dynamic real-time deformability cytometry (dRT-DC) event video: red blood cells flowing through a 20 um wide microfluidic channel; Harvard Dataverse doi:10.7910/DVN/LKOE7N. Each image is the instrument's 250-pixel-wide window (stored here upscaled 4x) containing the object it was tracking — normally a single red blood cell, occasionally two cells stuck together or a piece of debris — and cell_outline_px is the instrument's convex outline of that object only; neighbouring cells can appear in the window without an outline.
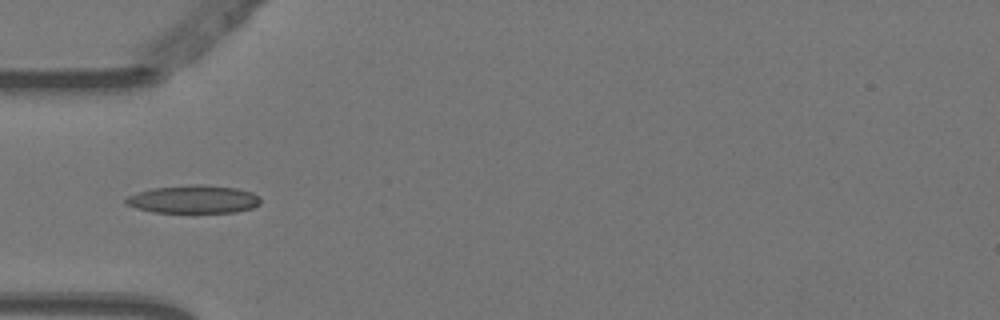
{"species": "Egyptian fruit bat (a non-hibernating species)", "species_latin": "Rousettus aegyptiacus", "temperature_condition": "warm", "stored_images_in_passage": 7, "camera_frame_rate_fps": 3000, "um_per_image_px": 0.085, "animal": {"sex": "female"}, "frame": {"image": 1, "passage_image": 4, "time_ms": 1.0, "image_size_px": [1000, 320], "cell_outline_px": [[260, 204], [252, 208], [236, 212], [152, 212], [136, 208], [124, 204], [124, 200], [128, 196], [136, 192], [152, 188], [188, 184], [204, 184], [236, 188], [252, 192], [260, 196]], "centroid_in_image_um": [16.44, 16.93], "position_along_channel_um": 68.6, "area_um2": 22.25}}
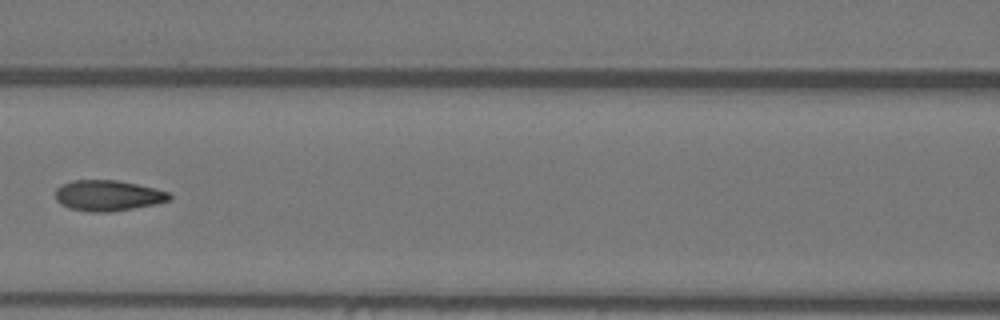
{"frame": {"image": 2, "passage_image": 6, "time_ms": 1.667, "image_size_px": [1000, 320], "cell_outline_px": [[172, 196], [168, 200], [156, 204], [108, 212], [88, 212], [68, 208], [60, 204], [56, 200], [56, 188], [60, 184], [72, 180], [116, 180], [136, 184], [168, 192]], "centroid_in_image_um": [9.11, 16.62], "position_along_channel_um": 157.5, "area_um2": 20.35}}
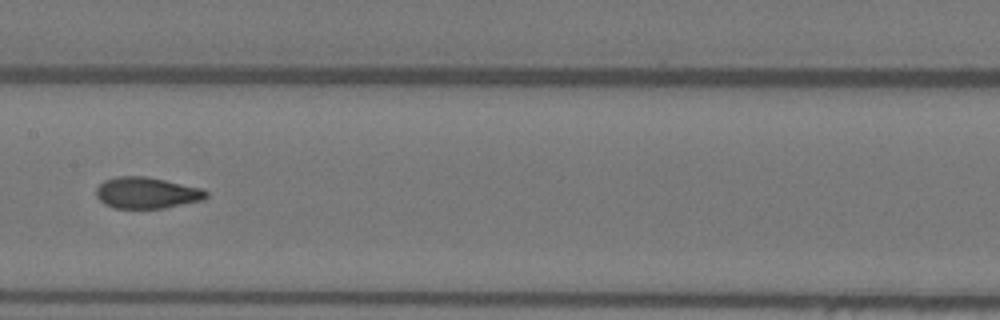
{"frame": {"image": 3, "passage_image": 7, "time_ms": 2.0, "image_size_px": [1000, 320], "cell_outline_px": [[208, 196], [204, 200], [164, 208], [116, 208], [104, 204], [96, 196], [96, 188], [104, 180], [116, 176], [144, 176], [204, 188], [208, 192]], "centroid_in_image_um": [12.49, 16.39], "position_along_channel_um": 194.9, "area_um2": 20.17}}